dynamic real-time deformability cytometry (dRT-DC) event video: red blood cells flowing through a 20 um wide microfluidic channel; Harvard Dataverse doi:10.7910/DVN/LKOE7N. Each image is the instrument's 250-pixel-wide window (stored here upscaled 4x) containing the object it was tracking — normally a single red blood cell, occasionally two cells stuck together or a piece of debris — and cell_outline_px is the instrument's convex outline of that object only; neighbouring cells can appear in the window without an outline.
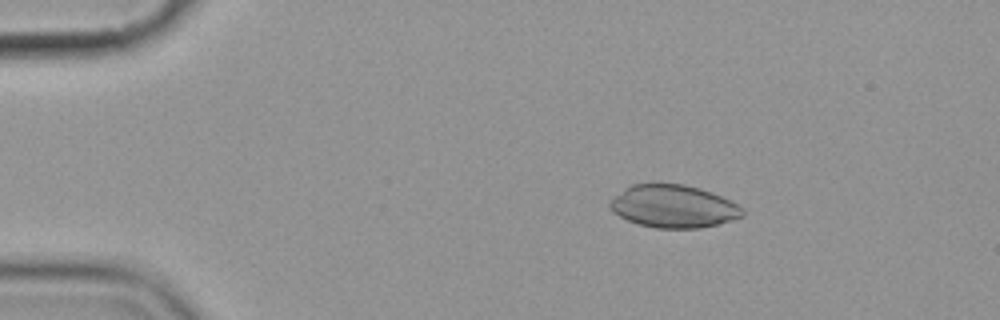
{"species": "common noctule bat (a hibernating species)", "species_latin": "Nyctalus noctula", "temperature_condition": "cold", "stored_images_in_passage": 5, "camera_frame_rate_fps": 3000, "um_per_image_px": 0.085, "animal": {"sex": "female", "body_mass_g": 19.9}, "frame": {"image": 1, "passage_image": 3, "time_ms": 3.0, "image_size_px": [1000, 320], "cell_outline_px": [[744, 216], [732, 220], [700, 228], [656, 228], [640, 224], [628, 220], [612, 212], [608, 208], [608, 204], [624, 188], [632, 184], [684, 184], [700, 188], [720, 196], [744, 208]], "centroid_in_image_um": [57.24, 17.54], "position_along_channel_um": 27.8, "area_um2": 32.77}}